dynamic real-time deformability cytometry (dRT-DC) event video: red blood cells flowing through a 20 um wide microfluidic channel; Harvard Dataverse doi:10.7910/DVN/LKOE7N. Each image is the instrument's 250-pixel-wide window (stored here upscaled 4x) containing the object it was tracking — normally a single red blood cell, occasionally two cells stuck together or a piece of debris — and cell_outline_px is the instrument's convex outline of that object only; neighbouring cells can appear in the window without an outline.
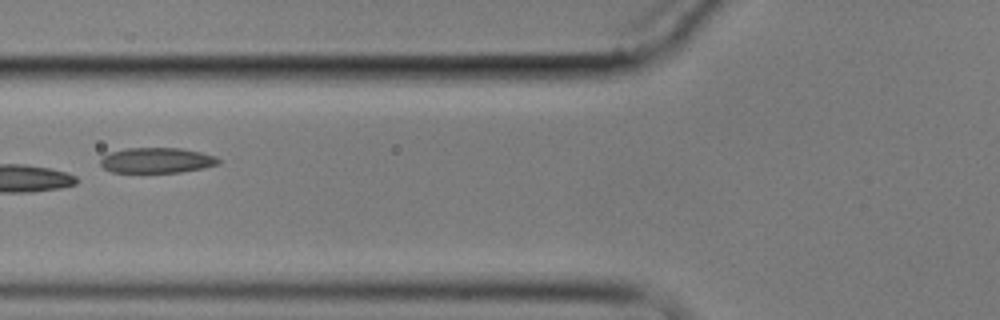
{"species": "common noctule bat (a hibernating species)", "species_latin": "Nyctalus noctula", "temperature_condition": "cold", "stored_images_in_passage": 7, "camera_frame_rate_fps": 3000, "um_per_image_px": 0.085, "animal": {"sex": "male", "body_mass_g": 17.9}, "frame": {"image": 1, "passage_image": 6, "time_ms": 7.0, "image_size_px": [1000, 320], "cell_outline_px": [[220, 164], [204, 168], [180, 172], [112, 172], [104, 168], [100, 164], [100, 160], [104, 156], [112, 152], [128, 148], [180, 148], [200, 152], [216, 156], [220, 160]], "centroid_in_image_um": [13.36, 13.63], "position_along_channel_um": 112.4, "area_um2": 17.34}}